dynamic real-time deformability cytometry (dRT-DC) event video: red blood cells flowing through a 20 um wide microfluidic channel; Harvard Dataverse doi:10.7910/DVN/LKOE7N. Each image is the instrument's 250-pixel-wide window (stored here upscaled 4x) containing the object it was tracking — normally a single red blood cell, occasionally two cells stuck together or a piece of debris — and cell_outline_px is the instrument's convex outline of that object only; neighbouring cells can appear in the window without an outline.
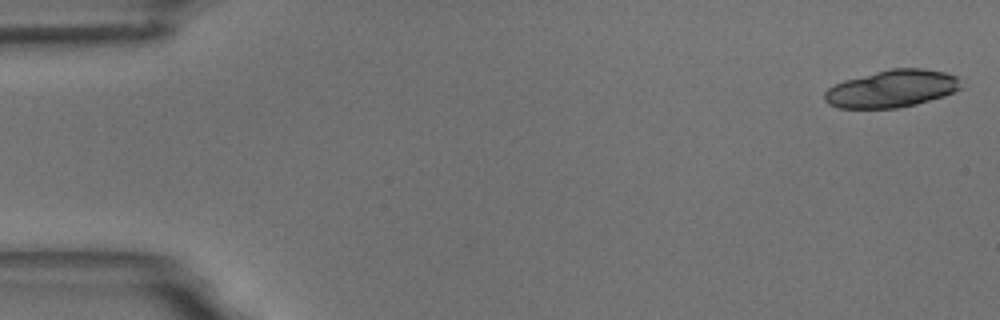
{"species": "common noctule bat (a hibernating species)", "species_latin": "Nyctalus noctula", "temperature_condition": "room temperature", "stored_images_in_passage": 17, "camera_frame_rate_fps": 3000, "um_per_image_px": 0.085, "animal": {"sex": "male", "body_mass_g": 18.8}, "frame": {"image": 1, "passage_image": 1, "time_ms": 0.0, "image_size_px": [1000, 320], "cell_outline_px": [[960, 88], [944, 96], [916, 104], [896, 108], [840, 108], [828, 104], [824, 100], [824, 92], [828, 88], [844, 80], [892, 68], [924, 68], [944, 72], [956, 76]], "centroid_in_image_um": [75.77, 7.54], "position_along_channel_um": 9.2, "area_um2": 29.42}}